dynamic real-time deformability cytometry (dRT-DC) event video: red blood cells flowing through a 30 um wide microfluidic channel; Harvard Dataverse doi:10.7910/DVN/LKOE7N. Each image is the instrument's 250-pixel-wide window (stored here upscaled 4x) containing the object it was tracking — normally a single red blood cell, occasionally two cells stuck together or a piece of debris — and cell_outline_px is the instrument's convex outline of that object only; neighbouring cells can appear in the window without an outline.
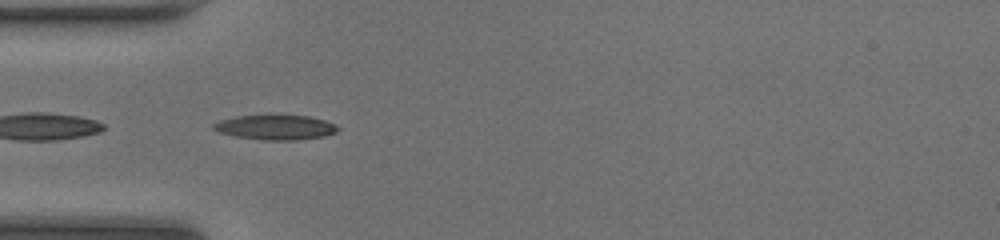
{"species": "common noctule bat (a hibernating species)", "species_latin": "Nyctalus noctula", "temperature_condition": "room temperature", "stored_images_in_passage": 28, "camera_frame_rate_fps": 3000, "um_per_image_px": 0.085, "animal": {"sex": "female", "body_mass_g": 20.0, "forearm_length_mm": 54.0}, "frame": {"image": 1, "passage_image": 1, "time_ms": 0.0, "image_size_px": [1000, 240], "cell_outline_px": [[340, 128], [336, 132], [324, 136], [296, 140], [264, 140], [236, 136], [220, 132], [212, 128], [212, 124], [220, 120], [236, 116], [268, 112], [272, 112], [308, 116], [324, 120], [336, 124]], "centroid_in_image_um": [23.42, 10.76], "position_along_channel_um": 61.6, "area_um2": 18.79}}
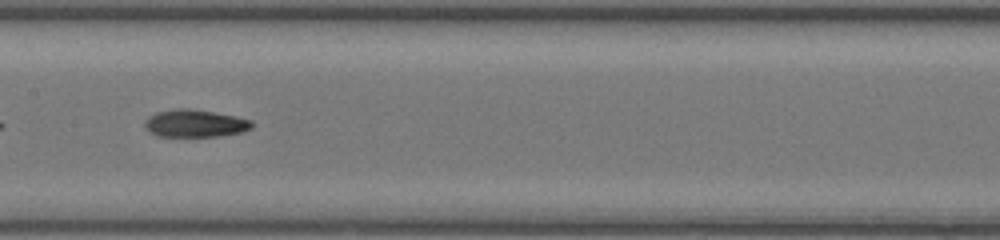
{"frame": {"image": 2, "passage_image": 10, "time_ms": 3.0, "image_size_px": [1000, 240], "cell_outline_px": [[252, 128], [244, 132], [220, 136], [156, 136], [148, 132], [144, 124], [144, 120], [148, 116], [156, 112], [176, 108], [188, 108], [236, 116], [252, 120]], "centroid_in_image_um": [16.56, 10.49], "position_along_channel_um": 190.8, "area_um2": 17.34}}
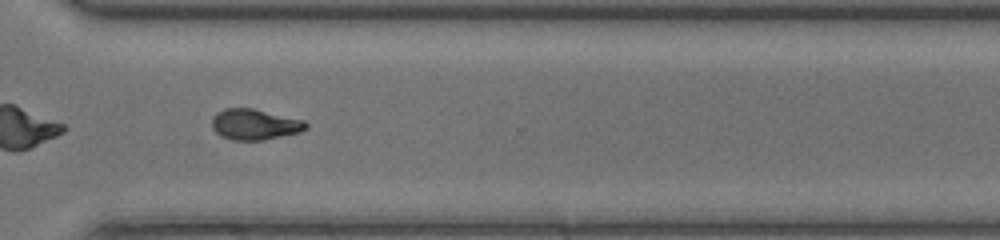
{"frame": {"image": 3, "passage_image": 21, "time_ms": 6.667, "image_size_px": [1000, 240], "cell_outline_px": [[308, 128], [300, 132], [264, 140], [232, 140], [220, 136], [212, 128], [212, 116], [216, 112], [224, 108], [252, 108], [304, 120], [308, 124]], "centroid_in_image_um": [21.63, 10.57], "position_along_channel_um": 349.0, "area_um2": 16.99}, "authors_computed_cell_mechanics": {"area_um2": 17.0221, "velocity_mm_per_s": 4.33, "shape_relaxation_time_tau1_ms": 8.9154, "shape_relaxation_time_tau2_ms": 8.3043, "deformation_change_tau1": 0.3004, "deformation_change_tau2": 0.167}}